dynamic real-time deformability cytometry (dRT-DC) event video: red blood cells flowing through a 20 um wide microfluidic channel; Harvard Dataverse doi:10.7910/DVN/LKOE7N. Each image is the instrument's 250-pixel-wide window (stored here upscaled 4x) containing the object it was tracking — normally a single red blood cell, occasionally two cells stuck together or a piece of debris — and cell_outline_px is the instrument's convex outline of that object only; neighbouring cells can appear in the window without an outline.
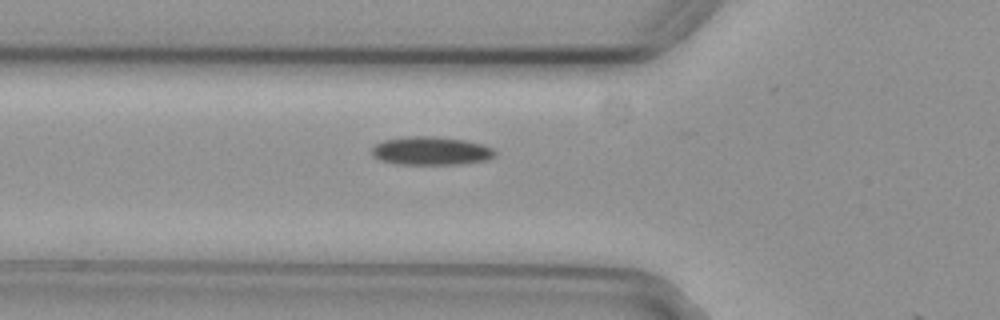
{"species": "common noctule bat (a hibernating species)", "species_latin": "Nyctalus noctula", "temperature_condition": "cold", "stored_images_in_passage": 33, "camera_frame_rate_fps": 3000, "um_per_image_px": 0.085, "animal": {"sex": "female", "body_mass_g": 29.2, "forearm_length_mm": 56.3}, "frame": {"image": 1, "passage_image": 2, "time_ms": 0.333, "image_size_px": [1000, 320], "cell_outline_px": [[496, 156], [488, 160], [456, 164], [400, 164], [380, 160], [372, 156], [372, 148], [376, 144], [384, 140], [408, 136], [436, 136], [464, 140], [484, 144], [492, 148], [496, 152]], "centroid_in_image_um": [36.66, 12.82], "position_along_channel_um": 89.1, "area_um2": 20.4}}
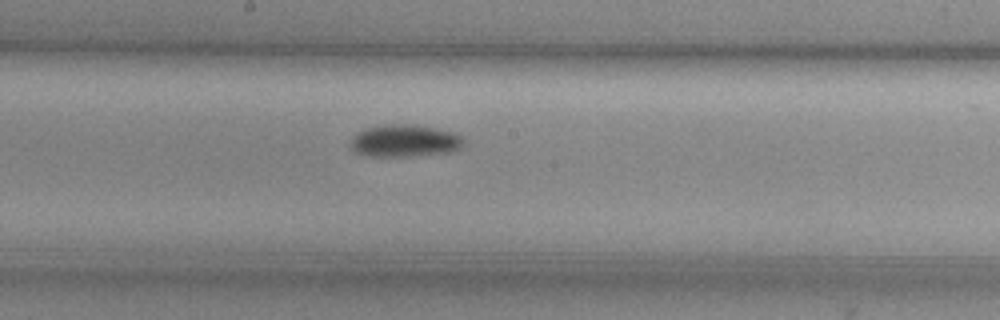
{"frame": {"image": 2, "passage_image": 12, "time_ms": 3.667, "image_size_px": [1000, 320], "cell_outline_px": [[464, 144], [460, 148], [452, 152], [404, 156], [372, 156], [356, 152], [352, 148], [352, 136], [356, 132], [364, 128], [388, 124], [412, 124], [452, 132], [464, 136]], "centroid_in_image_um": [34.42, 11.96], "position_along_channel_um": 213.8, "area_um2": 21.15}}
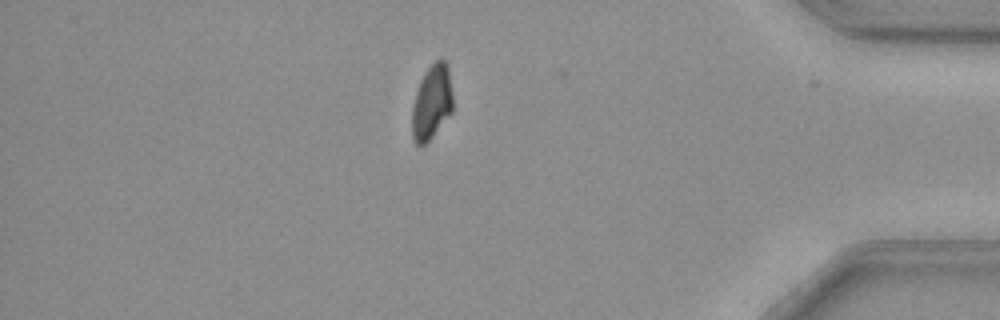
{"frame": {"image": 3, "passage_image": 30, "time_ms": 9.667, "image_size_px": [1000, 320], "cell_outline_px": [[452, 112], [432, 136], [424, 144], [416, 144], [412, 136], [412, 108], [416, 92], [420, 80], [424, 72], [436, 60], [444, 60], [448, 68], [452, 96]], "centroid_in_image_um": [36.69, 8.68], "position_along_channel_um": 398.5, "area_um2": 17.4}}